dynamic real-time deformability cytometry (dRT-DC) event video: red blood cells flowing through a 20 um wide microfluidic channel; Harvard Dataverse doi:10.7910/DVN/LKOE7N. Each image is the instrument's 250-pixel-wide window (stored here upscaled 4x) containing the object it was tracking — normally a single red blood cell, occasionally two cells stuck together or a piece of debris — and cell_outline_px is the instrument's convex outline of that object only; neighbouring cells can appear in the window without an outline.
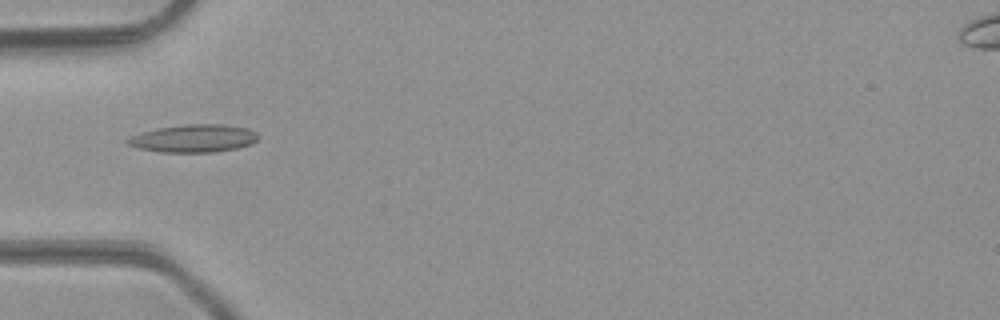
{"species": "common noctule bat (a hibernating species)", "species_latin": "Nyctalus noctula", "temperature_condition": "room temperature", "stored_images_in_passage": 4, "camera_frame_rate_fps": 3000, "um_per_image_px": 0.085, "animal": {"sex": "male", "body_mass_g": 23.1, "forearm_length_mm": 52.7}, "frame": {"image": 1, "passage_image": 1, "time_ms": 0.0, "image_size_px": [1000, 320], "cell_outline_px": [[260, 136], [252, 144], [236, 148], [216, 152], [160, 152], [140, 148], [128, 144], [124, 140], [140, 132], [156, 128], [184, 124], [224, 124], [248, 128], [256, 132]], "centroid_in_image_um": [16.48, 11.75], "position_along_channel_um": 68.5, "area_um2": 21.27}}